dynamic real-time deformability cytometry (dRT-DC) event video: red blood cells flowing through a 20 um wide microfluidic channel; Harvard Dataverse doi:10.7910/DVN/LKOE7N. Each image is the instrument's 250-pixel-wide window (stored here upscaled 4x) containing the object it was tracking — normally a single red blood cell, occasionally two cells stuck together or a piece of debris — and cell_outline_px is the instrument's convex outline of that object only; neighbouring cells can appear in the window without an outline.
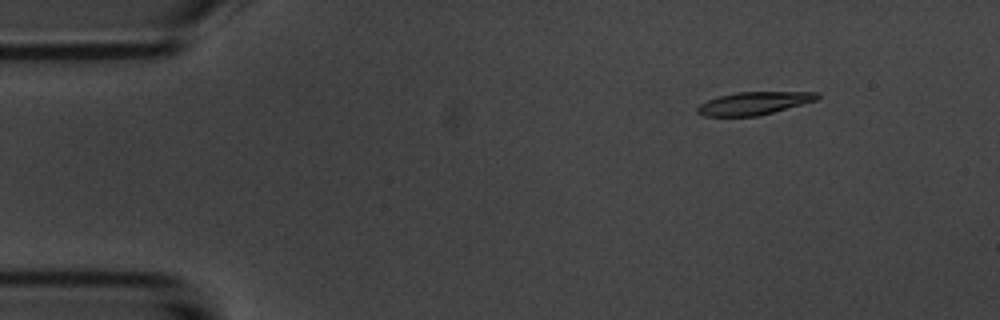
{"species": "common noctule bat (a hibernating species)", "species_latin": "Nyctalus noctula", "temperature_condition": "room temperature", "stored_images_in_passage": 9, "camera_frame_rate_fps": 3000, "um_per_image_px": 0.085, "animal": {"sex": "male", "body_mass_g": 20.1, "forearm_length_mm": 53.5}, "frame": {"image": 1, "passage_image": 2, "time_ms": 1.333, "image_size_px": [1000, 320], "cell_outline_px": [[820, 96], [816, 100], [772, 112], [756, 116], [704, 116], [696, 112], [696, 108], [700, 104], [708, 100], [720, 96], [736, 92], [820, 92]], "centroid_in_image_um": [64.06, 8.77], "position_along_channel_um": 20.9, "area_um2": 15.72}}
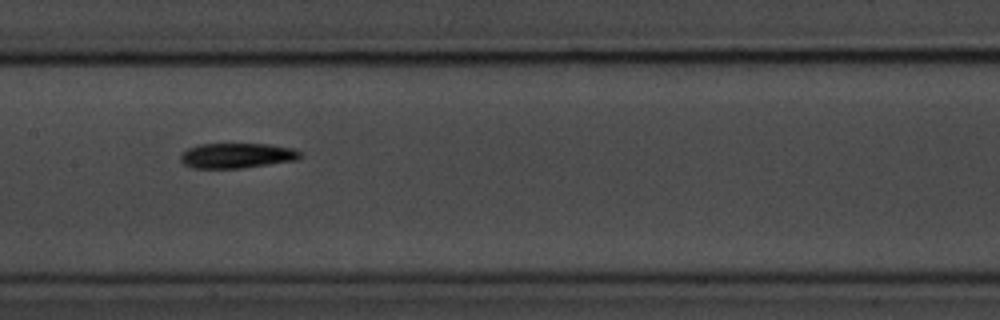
{"frame": {"image": 2, "passage_image": 8, "time_ms": 8.0, "image_size_px": [1000, 320], "cell_outline_px": [[304, 156], [296, 160], [244, 168], [192, 168], [184, 164], [180, 160], [180, 156], [188, 148], [200, 144], [268, 144], [292, 148], [300, 152]], "centroid_in_image_um": [20.15, 13.23], "position_along_channel_um": 187.3, "area_um2": 17.51}}
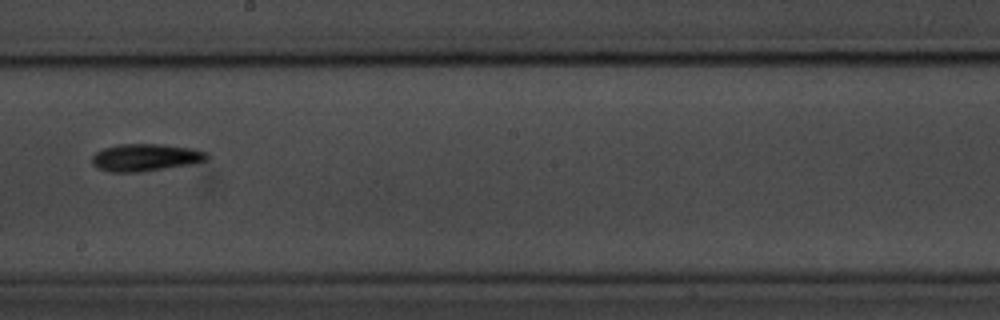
{"frame": {"image": 3, "passage_image": 9, "time_ms": 9.333, "image_size_px": [1000, 320], "cell_outline_px": [[208, 156], [204, 160], [192, 164], [140, 172], [108, 172], [96, 168], [92, 164], [92, 156], [96, 152], [104, 148], [120, 144], [164, 144], [192, 148], [208, 152]], "centroid_in_image_um": [12.34, 13.39], "position_along_channel_um": 235.9, "area_um2": 18.38}}